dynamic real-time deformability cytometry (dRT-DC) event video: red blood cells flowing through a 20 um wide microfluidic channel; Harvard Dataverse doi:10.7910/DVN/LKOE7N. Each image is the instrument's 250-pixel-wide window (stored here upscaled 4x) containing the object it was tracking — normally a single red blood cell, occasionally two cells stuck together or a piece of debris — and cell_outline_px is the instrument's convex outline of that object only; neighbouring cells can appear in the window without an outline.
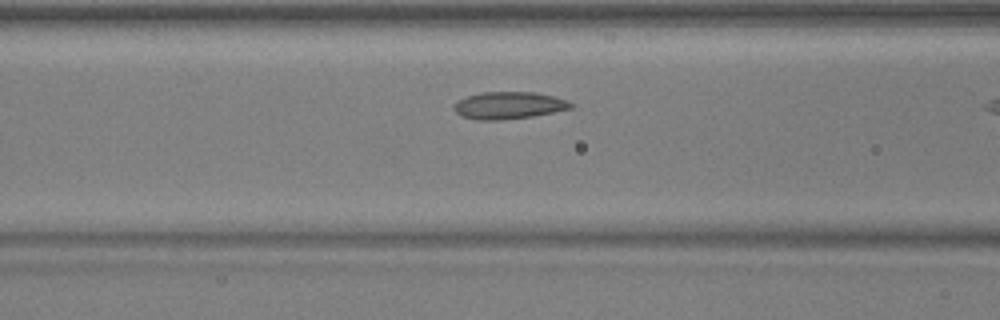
{"species": "common noctule bat (a hibernating species)", "species_latin": "Nyctalus noctula", "temperature_condition": "warm", "stored_images_in_passage": 11, "camera_frame_rate_fps": 3000, "um_per_image_px": 0.085, "animal": {"sex": "male", "body_mass_g": 17.9, "forearm_length_mm": 54.2}, "frame": {"image": 1, "passage_image": 10, "time_ms": 3.0, "image_size_px": [1000, 320], "cell_outline_px": [[576, 104], [572, 108], [532, 116], [500, 120], [480, 120], [464, 116], [456, 112], [452, 108], [456, 100], [468, 96], [484, 92], [536, 92], [568, 100]], "centroid_in_image_um": [43.26, 8.95], "position_along_channel_um": 123.3, "area_um2": 18.44}}